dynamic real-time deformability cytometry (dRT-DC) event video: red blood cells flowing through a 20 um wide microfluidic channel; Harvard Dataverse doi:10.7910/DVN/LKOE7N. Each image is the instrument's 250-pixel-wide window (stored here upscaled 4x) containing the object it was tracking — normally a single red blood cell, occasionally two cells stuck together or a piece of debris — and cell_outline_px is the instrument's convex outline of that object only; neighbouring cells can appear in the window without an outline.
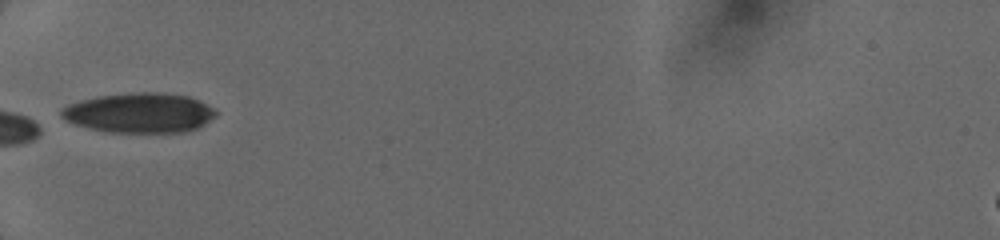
{"species": "human", "species_latin": "Homo sapiens", "temperature_condition": "cold", "stored_images_in_passage": 44, "camera_frame_rate_fps": 3000, "um_per_image_px": 0.085, "donor": {"sex": "female"}, "frame": {"image": 1, "passage_image": 1, "time_ms": 0.0, "image_size_px": [1000, 240], "cell_outline_px": [[216, 116], [204, 124], [196, 128], [184, 132], [104, 132], [88, 128], [64, 120], [60, 116], [60, 108], [68, 104], [80, 100], [96, 96], [136, 92], [156, 92], [188, 96], [200, 100], [212, 108], [216, 112]], "centroid_in_image_um": [11.81, 9.59], "position_along_channel_um": 73.2, "area_um2": 36.01}}